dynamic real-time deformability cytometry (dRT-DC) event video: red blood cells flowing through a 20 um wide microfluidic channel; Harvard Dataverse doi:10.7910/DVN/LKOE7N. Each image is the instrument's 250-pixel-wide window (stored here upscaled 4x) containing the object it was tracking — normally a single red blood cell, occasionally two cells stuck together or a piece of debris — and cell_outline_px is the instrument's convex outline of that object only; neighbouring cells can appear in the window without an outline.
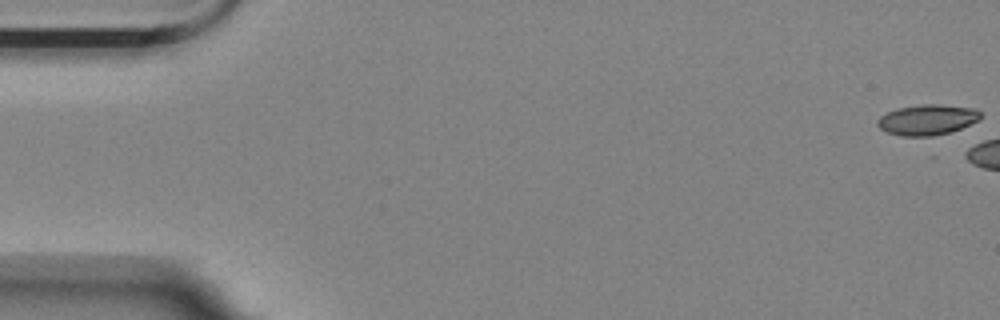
{"species": "Egyptian fruit bat (a non-hibernating species)", "species_latin": "Rousettus aegyptiacus", "temperature_condition": "room temperature", "stored_images_in_passage": 5, "camera_frame_rate_fps": 3000, "um_per_image_px": 0.085, "animal": {"sex": "female"}, "frame": {"image": 1, "passage_image": 1, "time_ms": 0.0, "image_size_px": [1000, 320], "cell_outline_px": [[984, 116], [980, 120], [960, 128], [948, 132], [932, 136], [900, 136], [888, 132], [880, 128], [876, 124], [876, 120], [880, 116], [896, 108], [924, 104], [940, 104], [972, 108], [980, 112]], "centroid_in_image_um": [78.81, 10.17], "position_along_channel_um": 6.2, "area_um2": 18.32}}